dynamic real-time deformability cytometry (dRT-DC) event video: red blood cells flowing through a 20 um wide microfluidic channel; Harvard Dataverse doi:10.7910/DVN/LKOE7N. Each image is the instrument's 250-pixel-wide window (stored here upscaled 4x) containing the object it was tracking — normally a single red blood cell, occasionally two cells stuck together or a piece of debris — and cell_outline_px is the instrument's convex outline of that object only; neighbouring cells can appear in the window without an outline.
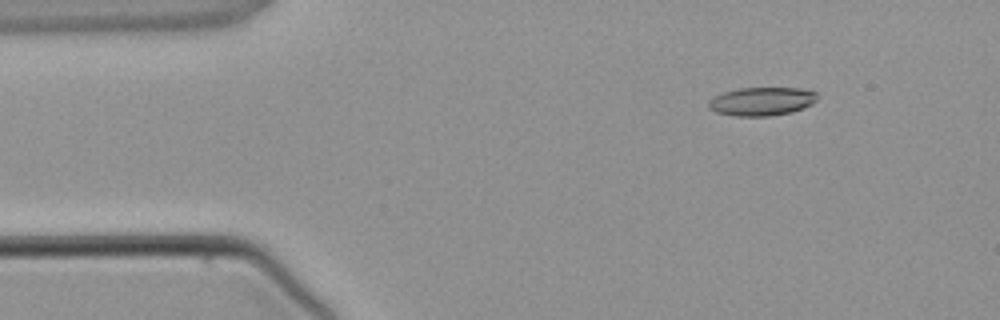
{"species": "common noctule bat (a hibernating species)", "species_latin": "Nyctalus noctula", "temperature_condition": "warm", "stored_images_in_passage": 4, "camera_frame_rate_fps": 3000, "um_per_image_px": 0.085, "animal": {"sex": "male", "body_mass_g": 21.5, "forearm_length_mm": 52.0}, "frame": {"image": 1, "passage_image": 2, "time_ms": 1.0, "image_size_px": [1000, 320], "cell_outline_px": [[816, 100], [812, 104], [804, 108], [792, 112], [772, 116], [736, 116], [716, 112], [708, 108], [708, 100], [724, 92], [740, 88], [800, 88], [816, 92]], "centroid_in_image_um": [64.75, 8.62], "position_along_channel_um": 20.3, "area_um2": 18.03}}